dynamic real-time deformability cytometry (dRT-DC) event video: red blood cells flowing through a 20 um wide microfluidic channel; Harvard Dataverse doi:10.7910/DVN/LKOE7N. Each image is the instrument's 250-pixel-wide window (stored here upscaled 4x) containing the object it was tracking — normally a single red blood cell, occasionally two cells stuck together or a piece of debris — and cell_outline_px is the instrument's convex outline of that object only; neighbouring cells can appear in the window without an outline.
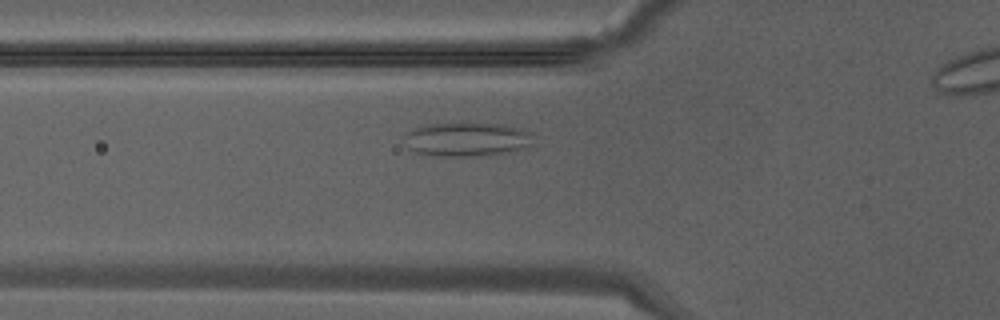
{"species": "Egyptian fruit bat (a non-hibernating species)", "species_latin": "Rousettus aegyptiacus", "temperature_condition": "warm", "stored_images_in_passage": 25, "camera_frame_rate_fps": 3000, "um_per_image_px": 0.085, "animal": {"sex": "male"}, "frame": {"image": 1, "passage_image": 4, "time_ms": 1.0, "image_size_px": [1000, 320], "cell_outline_px": [[532, 144], [528, 148], [500, 152], [468, 156], [440, 156], [416, 152], [408, 148], [404, 136], [408, 132], [416, 128], [428, 124], [504, 124], [524, 128], [532, 132]], "centroid_in_image_um": [39.73, 11.83], "position_along_channel_um": 86.1, "area_um2": 25.09}}
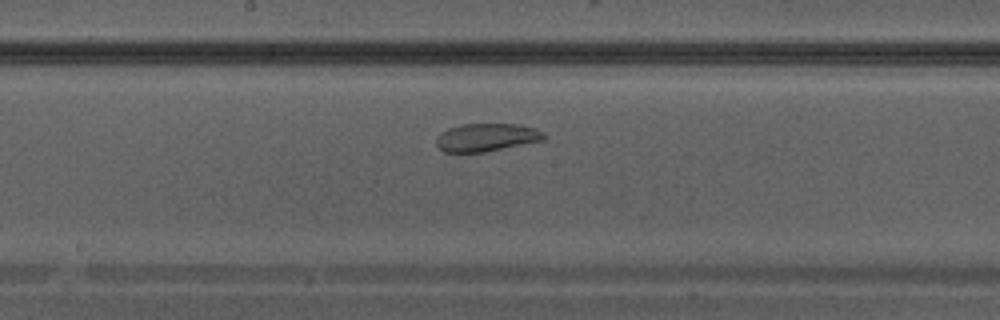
{"frame": {"image": 2, "passage_image": 11, "time_ms": 3.333, "image_size_px": [1000, 320], "cell_outline_px": [[548, 136], [544, 140], [484, 152], [444, 152], [436, 144], [436, 136], [440, 132], [448, 128], [460, 124], [520, 124], [536, 128], [544, 132]], "centroid_in_image_um": [41.37, 11.66], "position_along_channel_um": 206.8, "area_um2": 17.74}}
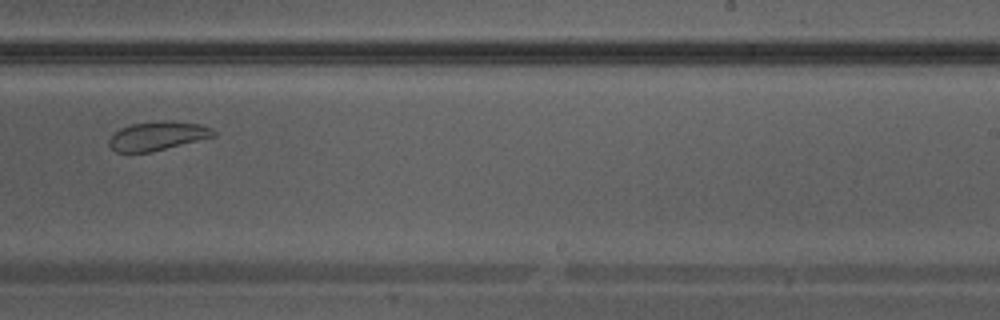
{"frame": {"image": 3, "passage_image": 15, "time_ms": 4.667, "image_size_px": [1000, 320], "cell_outline_px": [[216, 136], [152, 152], [116, 152], [108, 144], [108, 140], [120, 128], [132, 124], [156, 120], [172, 120], [200, 124], [212, 128], [216, 132]], "centroid_in_image_um": [13.42, 11.54], "position_along_channel_um": 275.6, "area_um2": 17.74}}